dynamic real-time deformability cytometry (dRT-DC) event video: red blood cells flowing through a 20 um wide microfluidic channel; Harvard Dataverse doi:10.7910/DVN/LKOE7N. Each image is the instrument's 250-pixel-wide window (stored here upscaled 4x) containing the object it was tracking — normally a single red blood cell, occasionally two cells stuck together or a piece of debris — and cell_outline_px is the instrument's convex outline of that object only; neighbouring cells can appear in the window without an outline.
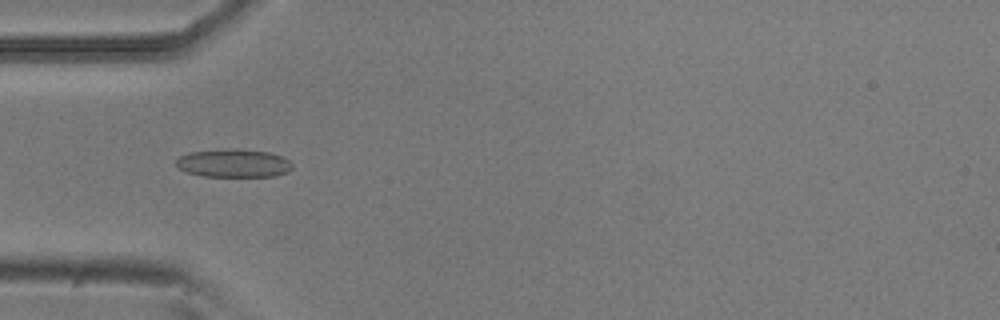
{"species": "common noctule bat (a hibernating species)", "species_latin": "Nyctalus noctula", "temperature_condition": "room temperature", "stored_images_in_passage": 7, "camera_frame_rate_fps": 3000, "um_per_image_px": 0.085, "animal": {"sex": "male", "body_mass_g": 20.5, "forearm_length_mm": 52.5}, "frame": {"image": 1, "passage_image": 4, "time_ms": 1.0, "image_size_px": [1000, 320], "cell_outline_px": [[292, 168], [288, 172], [276, 176], [204, 176], [188, 172], [180, 168], [176, 164], [176, 160], [180, 156], [188, 152], [232, 148], [272, 152], [288, 160], [292, 164]], "centroid_in_image_um": [19.88, 13.86], "position_along_channel_um": 65.1, "area_um2": 19.07}}
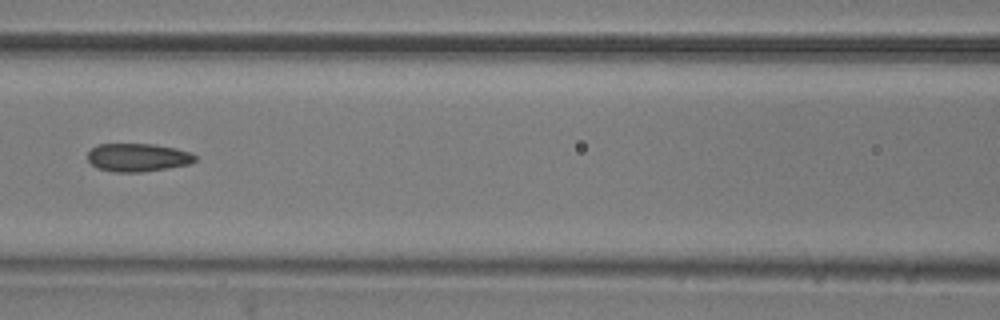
{"frame": {"image": 2, "passage_image": 6, "time_ms": 1.667, "image_size_px": [1000, 320], "cell_outline_px": [[196, 160], [188, 164], [168, 168], [140, 172], [116, 172], [96, 168], [88, 160], [88, 152], [92, 148], [100, 144], [152, 144], [176, 148], [188, 152], [196, 156]], "centroid_in_image_um": [11.69, 13.38], "position_along_channel_um": 154.9, "area_um2": 17.51}}
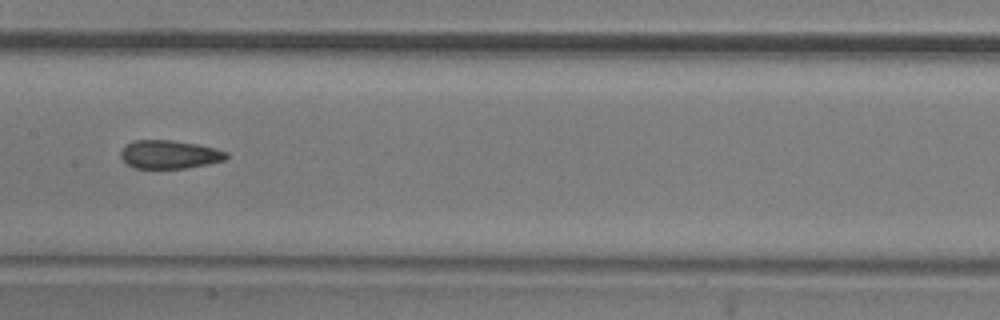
{"frame": {"image": 3, "passage_image": 7, "time_ms": 2.0, "image_size_px": [1000, 320], "cell_outline_px": [[228, 156], [224, 160], [208, 164], [184, 168], [132, 168], [120, 156], [120, 152], [132, 140], [172, 140], [196, 144], [228, 152]], "centroid_in_image_um": [14.39, 13.13], "position_along_channel_um": 193.0, "area_um2": 17.28}}